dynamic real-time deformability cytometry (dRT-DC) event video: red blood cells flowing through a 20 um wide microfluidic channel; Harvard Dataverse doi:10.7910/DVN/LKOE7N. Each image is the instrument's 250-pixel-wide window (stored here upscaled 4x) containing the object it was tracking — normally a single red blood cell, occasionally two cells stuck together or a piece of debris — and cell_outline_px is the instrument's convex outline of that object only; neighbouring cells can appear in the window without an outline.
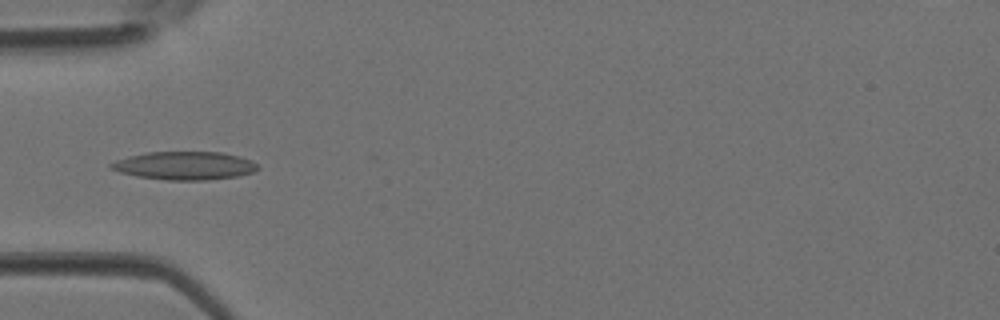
{"species": "Egyptian fruit bat (a non-hibernating species)", "species_latin": "Rousettus aegyptiacus", "temperature_condition": "room temperature", "stored_images_in_passage": 4, "camera_frame_rate_fps": 3000, "um_per_image_px": 0.085, "animal": {"sex": "female"}, "frame": {"image": 1, "passage_image": 4, "time_ms": 1.0, "image_size_px": [1000, 320], "cell_outline_px": [[260, 168], [252, 172], [236, 176], [204, 180], [164, 180], [136, 176], [120, 172], [108, 168], [108, 164], [116, 160], [128, 156], [148, 152], [224, 152], [240, 156], [252, 160]], "centroid_in_image_um": [15.66, 14.07], "position_along_channel_um": 69.3, "area_um2": 24.22}}